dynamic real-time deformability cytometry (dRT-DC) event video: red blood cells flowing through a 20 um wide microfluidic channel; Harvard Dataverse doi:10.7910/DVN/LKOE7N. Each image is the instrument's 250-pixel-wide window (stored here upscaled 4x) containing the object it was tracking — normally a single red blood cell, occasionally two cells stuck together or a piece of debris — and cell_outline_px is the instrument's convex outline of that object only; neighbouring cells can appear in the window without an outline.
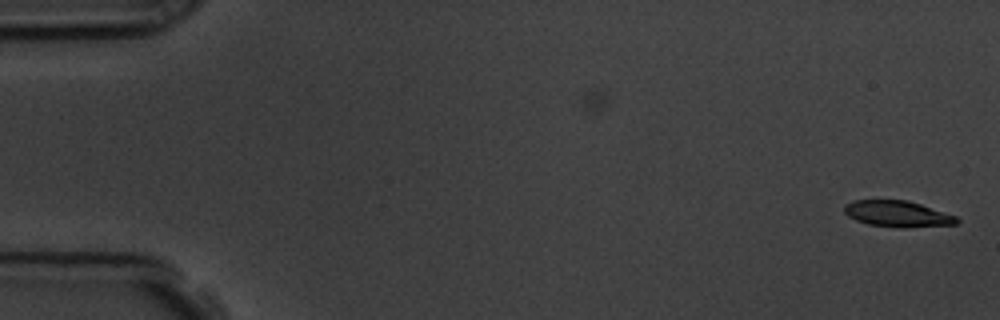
{"species": "common noctule bat (a hibernating species)", "species_latin": "Nyctalus noctula", "temperature_condition": "room temperature", "stored_images_in_passage": 51, "camera_frame_rate_fps": 3000, "um_per_image_px": 0.085, "animal": {"sex": "male", "body_mass_g": 19.5, "forearm_length_mm": 54.6}, "frame": {"image": 1, "passage_image": 1, "time_ms": 0.0, "image_size_px": [1000, 320], "cell_outline_px": [[960, 220], [956, 224], [904, 228], [868, 224], [856, 220], [848, 216], [844, 212], [844, 204], [852, 200], [908, 200], [956, 216]], "centroid_in_image_um": [76.27, 18.17], "position_along_channel_um": 8.7, "area_um2": 17.11}}
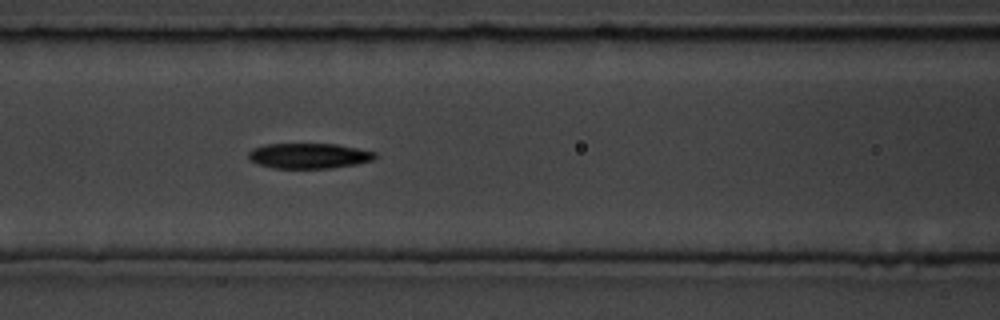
{"frame": {"image": 2, "passage_image": 24, "time_ms": 7.667, "image_size_px": [1000, 320], "cell_outline_px": [[376, 156], [372, 160], [356, 164], [332, 168], [272, 168], [256, 164], [248, 160], [248, 152], [252, 148], [264, 144], [336, 144], [376, 152]], "centroid_in_image_um": [26.19, 13.25], "position_along_channel_um": 140.4, "area_um2": 18.79}}
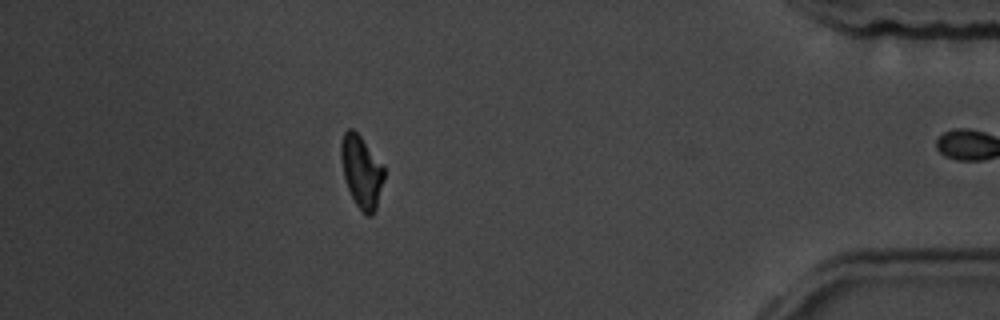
{"frame": {"image": 3, "passage_image": 50, "time_ms": 16.333, "image_size_px": [1000, 320], "cell_outline_px": [[384, 180], [376, 208], [372, 216], [364, 216], [356, 204], [348, 188], [344, 176], [340, 160], [340, 144], [344, 132], [348, 128], [352, 128], [360, 136], [384, 164]], "centroid_in_image_um": [30.73, 14.58], "position_along_channel_um": 404.5, "area_um2": 18.32}, "authors_computed_cell_mechanics": {"area_um2": 18.5538, "velocity_mm_per_s": 3.5798, "shape_relaxation_time_tau1_ms": null, "shape_relaxation_time_tau2_ms": 7.2123, "deformation_change_tau1": null, "deformation_change_tau2": 0.14}}